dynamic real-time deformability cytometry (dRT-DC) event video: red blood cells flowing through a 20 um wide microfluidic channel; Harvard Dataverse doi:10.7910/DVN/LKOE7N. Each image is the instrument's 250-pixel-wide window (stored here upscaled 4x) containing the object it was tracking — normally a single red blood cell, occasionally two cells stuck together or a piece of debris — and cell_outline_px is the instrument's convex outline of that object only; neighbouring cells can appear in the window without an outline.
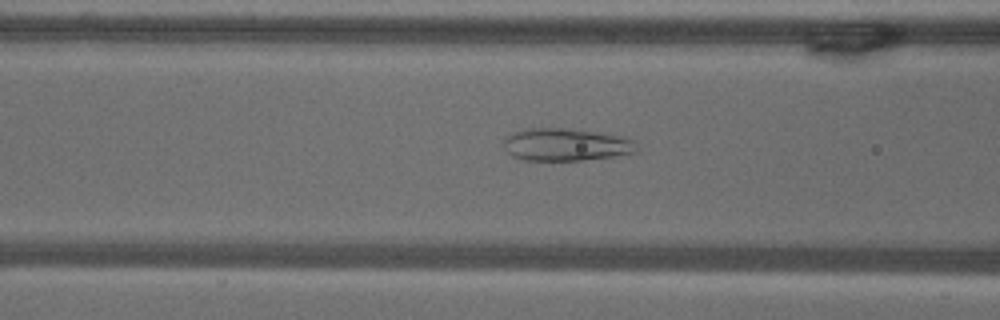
{"species": "common noctule bat (a hibernating species)", "species_latin": "Nyctalus noctula", "temperature_condition": "warm", "stored_images_in_passage": 53, "camera_frame_rate_fps": 3000, "um_per_image_px": 0.085, "animal": {"sex": "male", "body_mass_g": 18.8}, "frame": {"image": 1, "passage_image": 21, "time_ms": 6.667, "image_size_px": [1000, 320], "cell_outline_px": [[636, 152], [612, 156], [584, 160], [524, 160], [512, 156], [504, 148], [504, 140], [512, 132], [524, 128], [564, 128], [604, 132], [624, 136], [636, 140]], "centroid_in_image_um": [48.12, 12.27], "position_along_channel_um": 118.5, "area_um2": 25.49}}
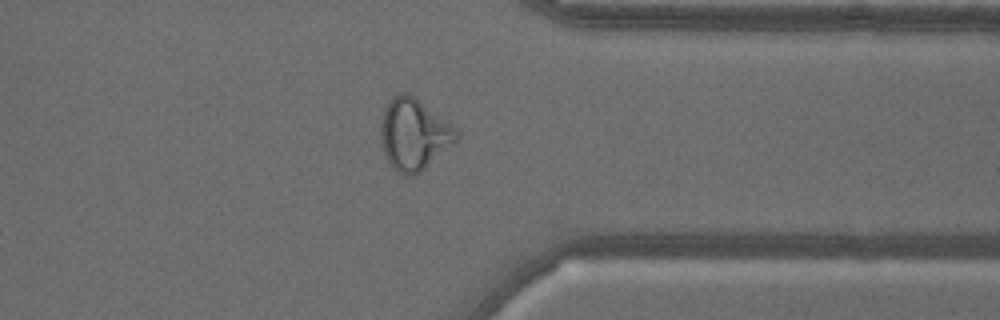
{"frame": {"image": 2, "passage_image": 42, "time_ms": 13.667, "image_size_px": [1000, 320], "cell_outline_px": [[460, 140], [456, 144], [420, 172], [412, 176], [408, 176], [396, 172], [392, 168], [384, 152], [380, 136], [380, 124], [384, 108], [392, 96], [400, 92], [404, 92], [412, 96], [456, 128], [460, 132]], "centroid_in_image_um": [35.19, 11.45], "position_along_channel_um": 376.2, "area_um2": 31.62}}
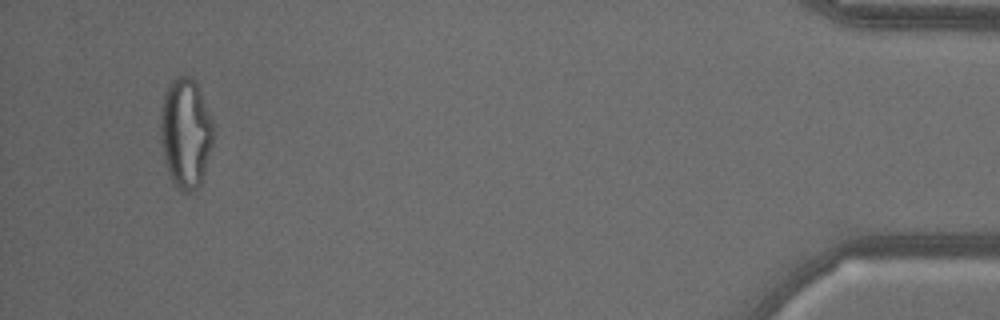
{"frame": {"image": 3, "passage_image": 51, "time_ms": 16.667, "image_size_px": [1000, 320], "cell_outline_px": [[212, 144], [204, 172], [200, 184], [192, 192], [184, 192], [176, 188], [168, 172], [164, 160], [160, 136], [160, 116], [164, 92], [168, 84], [176, 76], [188, 76], [196, 80], [212, 120]], "centroid_in_image_um": [15.75, 11.29], "position_along_channel_um": 419.4, "area_um2": 33.87}}